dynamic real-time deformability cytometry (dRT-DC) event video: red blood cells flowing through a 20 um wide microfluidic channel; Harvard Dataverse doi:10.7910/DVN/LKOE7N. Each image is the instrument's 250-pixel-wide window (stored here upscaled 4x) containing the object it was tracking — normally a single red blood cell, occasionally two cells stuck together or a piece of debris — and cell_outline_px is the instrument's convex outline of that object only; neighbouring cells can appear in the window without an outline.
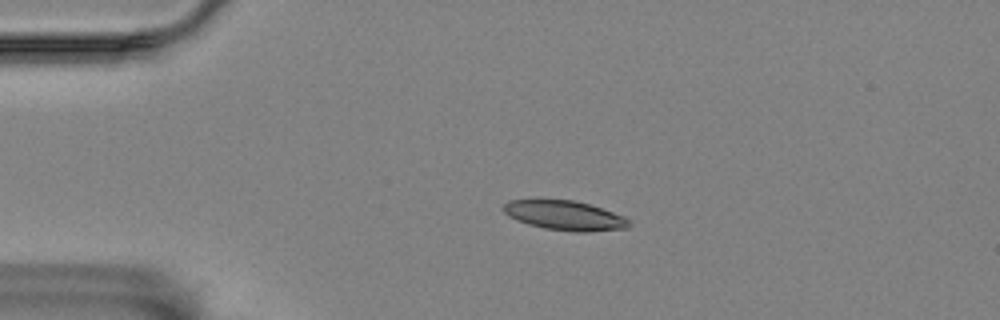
{"species": "Egyptian fruit bat (a non-hibernating species)", "species_latin": "Rousettus aegyptiacus", "temperature_condition": "room temperature", "stored_images_in_passage": 4, "camera_frame_rate_fps": 3000, "um_per_image_px": 0.085, "animal": {"sex": "female"}, "frame": {"image": 1, "passage_image": 3, "time_ms": 4.0, "image_size_px": [1000, 320], "cell_outline_px": [[632, 224], [628, 228], [584, 232], [572, 232], [544, 228], [528, 224], [516, 220], [508, 216], [504, 212], [504, 204], [508, 200], [540, 196], [572, 200], [588, 204], [624, 216]], "centroid_in_image_um": [47.91, 18.27], "position_along_channel_um": 37.1, "area_um2": 22.37}}